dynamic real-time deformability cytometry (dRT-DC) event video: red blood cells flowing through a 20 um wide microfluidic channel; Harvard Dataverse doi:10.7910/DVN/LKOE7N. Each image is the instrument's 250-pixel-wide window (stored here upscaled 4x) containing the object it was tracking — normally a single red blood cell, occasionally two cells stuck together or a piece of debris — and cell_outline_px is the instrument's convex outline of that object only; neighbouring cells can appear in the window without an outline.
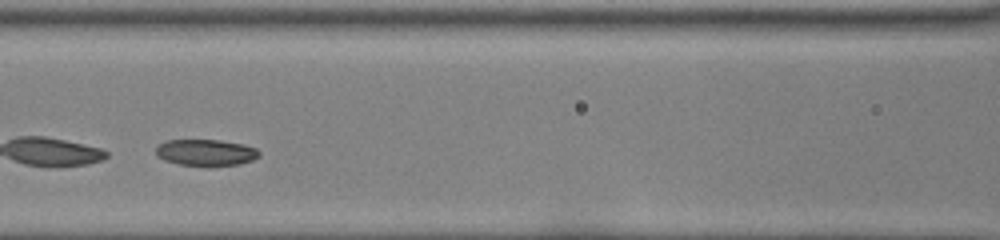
{"species": "common noctule bat (a hibernating species)", "species_latin": "Nyctalus noctula", "temperature_condition": "room temperature", "stored_images_in_passage": 35, "camera_frame_rate_fps": 3000, "um_per_image_px": 0.085, "animal": {"sex": "female", "body_mass_g": 22.0, "forearm_length_mm": 56.7}, "frame": {"image": 1, "passage_image": 11, "time_ms": 3.333, "image_size_px": [1000, 240], "cell_outline_px": [[260, 156], [252, 160], [240, 164], [180, 164], [164, 160], [156, 156], [156, 148], [164, 140], [220, 140], [244, 144], [256, 148], [260, 152]], "centroid_in_image_um": [17.5, 12.93], "position_along_channel_um": 149.1, "area_um2": 15.55}}
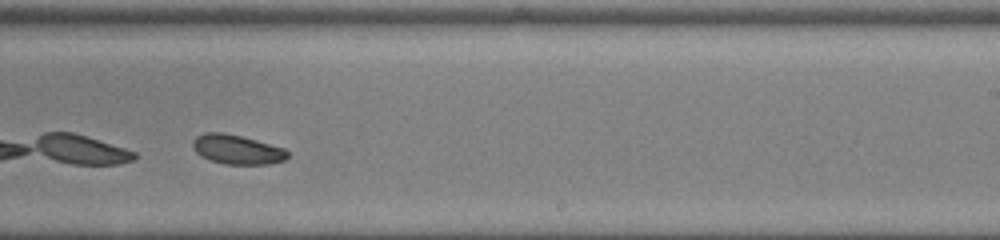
{"frame": {"image": 2, "passage_image": 20, "time_ms": 6.333, "image_size_px": [1000, 240], "cell_outline_px": [[288, 156], [284, 160], [268, 164], [224, 164], [208, 160], [200, 156], [192, 148], [192, 140], [196, 136], [204, 132], [224, 132], [256, 140], [284, 148], [288, 152]], "centroid_in_image_um": [20.09, 12.7], "position_along_channel_um": 268.9, "area_um2": 16.36}}